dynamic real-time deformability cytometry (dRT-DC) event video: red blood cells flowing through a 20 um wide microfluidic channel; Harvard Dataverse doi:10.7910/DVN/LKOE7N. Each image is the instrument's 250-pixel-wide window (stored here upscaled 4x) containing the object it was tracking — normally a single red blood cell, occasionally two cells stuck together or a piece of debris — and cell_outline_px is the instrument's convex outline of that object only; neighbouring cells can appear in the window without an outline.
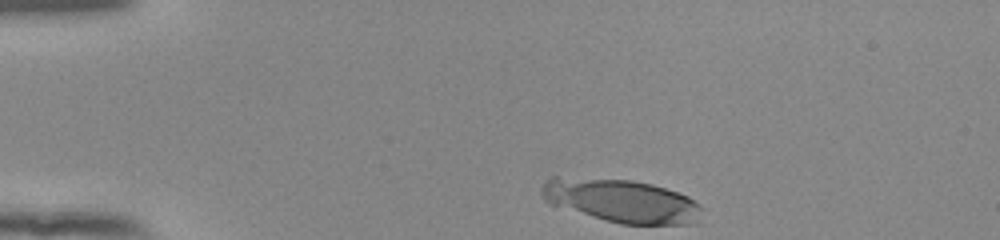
{"species": "human", "species_latin": "Homo sapiens", "temperature_condition": "room temperature", "stored_images_in_passage": 42, "camera_frame_rate_fps": 3000, "um_per_image_px": 0.085, "donor": {"sex": "female"}, "frame": {"image": 1, "passage_image": 1, "time_ms": 0.0, "image_size_px": [1000, 240], "cell_outline_px": [[704, 208], [688, 224], [620, 224], [552, 204], [544, 200], [540, 188], [552, 176], [556, 176], [632, 180], [652, 184], [688, 196], [700, 204]], "centroid_in_image_um": [52.79, 17.04], "position_along_channel_um": 32.2, "area_um2": 39.82}}